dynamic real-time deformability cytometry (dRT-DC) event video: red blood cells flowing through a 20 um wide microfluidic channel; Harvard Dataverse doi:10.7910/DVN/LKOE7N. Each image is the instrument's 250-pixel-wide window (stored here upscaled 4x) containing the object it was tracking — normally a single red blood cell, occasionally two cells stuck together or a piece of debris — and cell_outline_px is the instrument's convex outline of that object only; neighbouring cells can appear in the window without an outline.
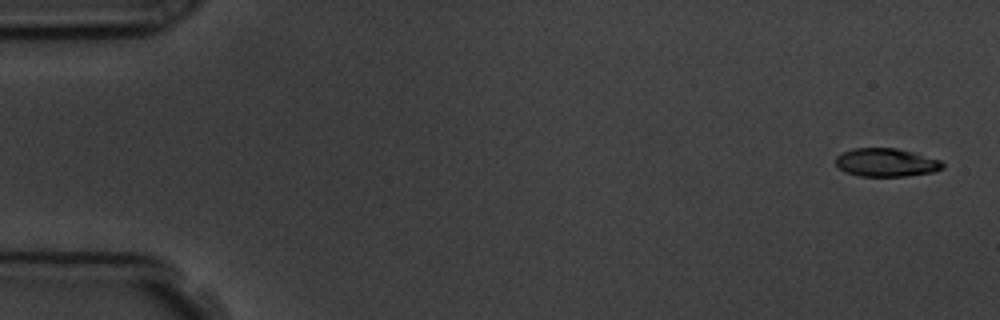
{"species": "common noctule bat (a hibernating species)", "species_latin": "Nyctalus noctula", "temperature_condition": "room temperature", "stored_images_in_passage": 5, "camera_frame_rate_fps": 3000, "um_per_image_px": 0.085, "animal": {"sex": "male", "body_mass_g": 19.5, "forearm_length_mm": 54.6}, "frame": {"image": 1, "passage_image": 1, "time_ms": 0.0, "image_size_px": [1000, 320], "cell_outline_px": [[944, 168], [932, 172], [904, 176], [860, 176], [844, 172], [836, 164], [836, 156], [852, 148], [896, 148], [912, 152], [940, 160], [944, 164]], "centroid_in_image_um": [75.31, 13.81], "position_along_channel_um": 9.7, "area_um2": 17.51}}
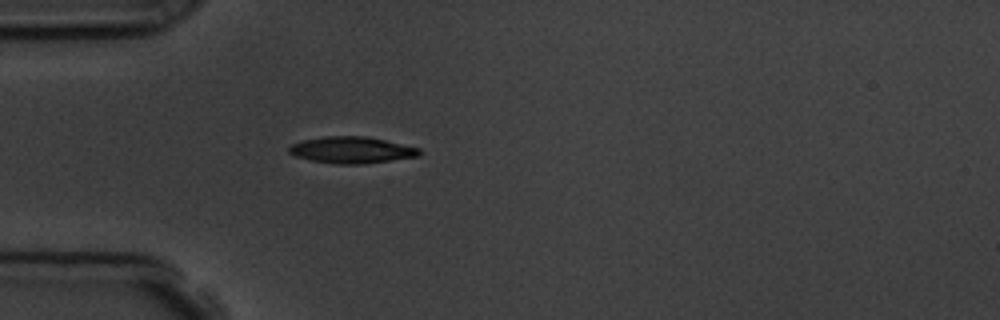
{"frame": {"image": 2, "passage_image": 5, "time_ms": 4.667, "image_size_px": [1000, 320], "cell_outline_px": [[424, 152], [416, 156], [364, 164], [336, 164], [312, 160], [296, 156], [288, 152], [288, 148], [292, 144], [300, 140], [324, 136], [364, 136], [384, 140], [420, 148]], "centroid_in_image_um": [29.87, 12.74], "position_along_channel_um": 55.1, "area_um2": 20.06}}